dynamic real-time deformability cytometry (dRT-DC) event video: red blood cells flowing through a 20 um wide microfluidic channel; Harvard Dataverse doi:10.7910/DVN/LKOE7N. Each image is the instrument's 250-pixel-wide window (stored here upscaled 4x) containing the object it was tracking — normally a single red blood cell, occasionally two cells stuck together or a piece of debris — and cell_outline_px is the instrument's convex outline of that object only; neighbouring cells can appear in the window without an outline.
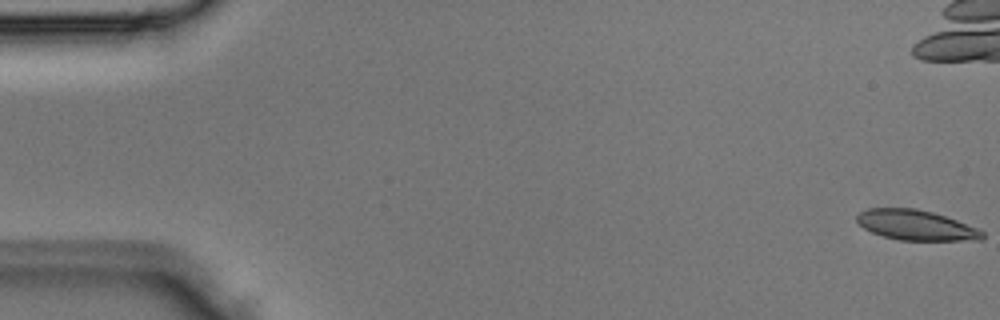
{"species": "Egyptian fruit bat (a non-hibernating species)", "species_latin": "Rousettus aegyptiacus", "temperature_condition": "room temperature", "stored_images_in_passage": 4, "camera_frame_rate_fps": 3000, "um_per_image_px": 0.085, "animal": {"sex": "male"}, "frame": {"image": 1, "passage_image": 1, "time_ms": 0.0, "image_size_px": [1000, 320], "cell_outline_px": [[984, 240], [900, 240], [884, 236], [872, 232], [864, 228], [856, 220], [856, 216], [860, 212], [868, 208], [916, 208], [932, 212], [956, 220], [976, 228], [984, 232]], "centroid_in_image_um": [77.85, 19.13], "position_along_channel_um": 7.1, "area_um2": 21.85}}